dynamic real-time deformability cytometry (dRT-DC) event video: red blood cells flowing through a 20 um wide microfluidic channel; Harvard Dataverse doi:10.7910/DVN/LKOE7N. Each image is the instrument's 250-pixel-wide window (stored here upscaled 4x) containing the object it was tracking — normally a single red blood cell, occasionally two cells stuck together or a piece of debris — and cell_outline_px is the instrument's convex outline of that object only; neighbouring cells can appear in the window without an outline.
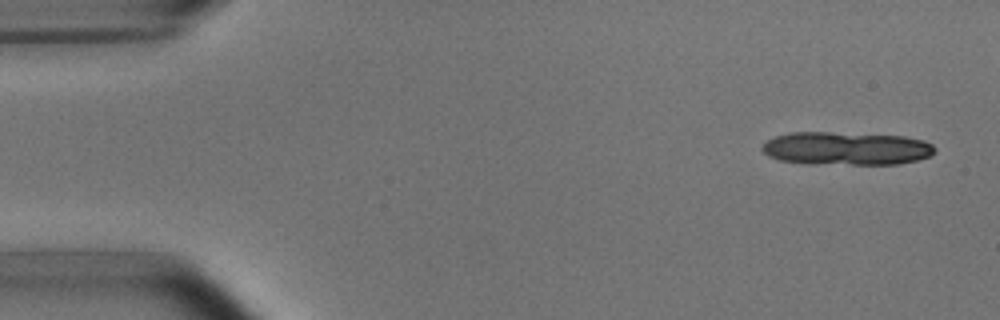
{"species": "common noctule bat (a hibernating species)", "species_latin": "Nyctalus noctula", "temperature_condition": "room temperature", "stored_images_in_passage": 4, "camera_frame_rate_fps": 3000, "um_per_image_px": 0.085, "animal": {"sex": "male", "body_mass_g": 15.6}, "frame": {"image": 1, "passage_image": 1, "time_ms": 0.0, "image_size_px": [1000, 320], "cell_outline_px": [[936, 152], [928, 156], [916, 160], [900, 164], [852, 164], [780, 160], [768, 156], [760, 148], [768, 140], [776, 136], [792, 132], [828, 132], [904, 136], [924, 140], [932, 144], [936, 148]], "centroid_in_image_um": [72.0, 12.6], "position_along_channel_um": 13.0, "area_um2": 32.89}}